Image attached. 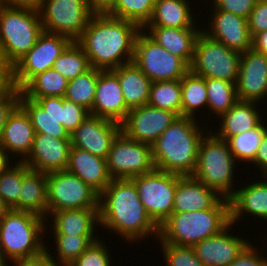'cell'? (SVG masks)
<instances>
[{
	"label": "cell",
	"instance_id": "obj_53",
	"mask_svg": "<svg viewBox=\"0 0 267 266\" xmlns=\"http://www.w3.org/2000/svg\"><path fill=\"white\" fill-rule=\"evenodd\" d=\"M252 49L267 55V31L257 33L252 37Z\"/></svg>",
	"mask_w": 267,
	"mask_h": 266
},
{
	"label": "cell",
	"instance_id": "obj_57",
	"mask_svg": "<svg viewBox=\"0 0 267 266\" xmlns=\"http://www.w3.org/2000/svg\"><path fill=\"white\" fill-rule=\"evenodd\" d=\"M96 11H105L114 0H88Z\"/></svg>",
	"mask_w": 267,
	"mask_h": 266
},
{
	"label": "cell",
	"instance_id": "obj_14",
	"mask_svg": "<svg viewBox=\"0 0 267 266\" xmlns=\"http://www.w3.org/2000/svg\"><path fill=\"white\" fill-rule=\"evenodd\" d=\"M71 42L65 36L43 31L36 44L11 67L15 88L20 90L33 76L52 68Z\"/></svg>",
	"mask_w": 267,
	"mask_h": 266
},
{
	"label": "cell",
	"instance_id": "obj_31",
	"mask_svg": "<svg viewBox=\"0 0 267 266\" xmlns=\"http://www.w3.org/2000/svg\"><path fill=\"white\" fill-rule=\"evenodd\" d=\"M190 4L187 0H155L153 14L145 26L198 28Z\"/></svg>",
	"mask_w": 267,
	"mask_h": 266
},
{
	"label": "cell",
	"instance_id": "obj_18",
	"mask_svg": "<svg viewBox=\"0 0 267 266\" xmlns=\"http://www.w3.org/2000/svg\"><path fill=\"white\" fill-rule=\"evenodd\" d=\"M71 147L70 138H55L49 134L35 133L31 152L23 162L30 169L45 174L65 171Z\"/></svg>",
	"mask_w": 267,
	"mask_h": 266
},
{
	"label": "cell",
	"instance_id": "obj_43",
	"mask_svg": "<svg viewBox=\"0 0 267 266\" xmlns=\"http://www.w3.org/2000/svg\"><path fill=\"white\" fill-rule=\"evenodd\" d=\"M165 266H205L195 255L192 246H179L161 242Z\"/></svg>",
	"mask_w": 267,
	"mask_h": 266
},
{
	"label": "cell",
	"instance_id": "obj_44",
	"mask_svg": "<svg viewBox=\"0 0 267 266\" xmlns=\"http://www.w3.org/2000/svg\"><path fill=\"white\" fill-rule=\"evenodd\" d=\"M103 243L102 239L92 243L70 266H112L111 253Z\"/></svg>",
	"mask_w": 267,
	"mask_h": 266
},
{
	"label": "cell",
	"instance_id": "obj_7",
	"mask_svg": "<svg viewBox=\"0 0 267 266\" xmlns=\"http://www.w3.org/2000/svg\"><path fill=\"white\" fill-rule=\"evenodd\" d=\"M206 130L192 177L214 189L221 197L229 199L237 189L234 187L237 185L233 184L236 166L234 164L237 162L227 141L217 137L212 130Z\"/></svg>",
	"mask_w": 267,
	"mask_h": 266
},
{
	"label": "cell",
	"instance_id": "obj_58",
	"mask_svg": "<svg viewBox=\"0 0 267 266\" xmlns=\"http://www.w3.org/2000/svg\"><path fill=\"white\" fill-rule=\"evenodd\" d=\"M10 156L0 146V175L11 165Z\"/></svg>",
	"mask_w": 267,
	"mask_h": 266
},
{
	"label": "cell",
	"instance_id": "obj_4",
	"mask_svg": "<svg viewBox=\"0 0 267 266\" xmlns=\"http://www.w3.org/2000/svg\"><path fill=\"white\" fill-rule=\"evenodd\" d=\"M230 223L229 199L222 198L213 208L173 212L160 226V242L193 246L218 234Z\"/></svg>",
	"mask_w": 267,
	"mask_h": 266
},
{
	"label": "cell",
	"instance_id": "obj_35",
	"mask_svg": "<svg viewBox=\"0 0 267 266\" xmlns=\"http://www.w3.org/2000/svg\"><path fill=\"white\" fill-rule=\"evenodd\" d=\"M19 105L30 117L35 133L49 134L55 138H70L64 126L57 123L35 100L20 93Z\"/></svg>",
	"mask_w": 267,
	"mask_h": 266
},
{
	"label": "cell",
	"instance_id": "obj_48",
	"mask_svg": "<svg viewBox=\"0 0 267 266\" xmlns=\"http://www.w3.org/2000/svg\"><path fill=\"white\" fill-rule=\"evenodd\" d=\"M257 251L260 249L250 244L229 266H267V258Z\"/></svg>",
	"mask_w": 267,
	"mask_h": 266
},
{
	"label": "cell",
	"instance_id": "obj_6",
	"mask_svg": "<svg viewBox=\"0 0 267 266\" xmlns=\"http://www.w3.org/2000/svg\"><path fill=\"white\" fill-rule=\"evenodd\" d=\"M42 32L38 9L0 4V50L10 67L36 44Z\"/></svg>",
	"mask_w": 267,
	"mask_h": 266
},
{
	"label": "cell",
	"instance_id": "obj_10",
	"mask_svg": "<svg viewBox=\"0 0 267 266\" xmlns=\"http://www.w3.org/2000/svg\"><path fill=\"white\" fill-rule=\"evenodd\" d=\"M181 175L158 169L131 178L147 214L159 227L172 213L177 182Z\"/></svg>",
	"mask_w": 267,
	"mask_h": 266
},
{
	"label": "cell",
	"instance_id": "obj_24",
	"mask_svg": "<svg viewBox=\"0 0 267 266\" xmlns=\"http://www.w3.org/2000/svg\"><path fill=\"white\" fill-rule=\"evenodd\" d=\"M66 171L81 178L99 195L112 181L106 159L76 147H71Z\"/></svg>",
	"mask_w": 267,
	"mask_h": 266
},
{
	"label": "cell",
	"instance_id": "obj_29",
	"mask_svg": "<svg viewBox=\"0 0 267 266\" xmlns=\"http://www.w3.org/2000/svg\"><path fill=\"white\" fill-rule=\"evenodd\" d=\"M255 102L238 100L226 113L219 119L220 128L218 131H212L217 137L228 140L230 137L247 132L256 128L263 120V115L256 107ZM262 115V117H261Z\"/></svg>",
	"mask_w": 267,
	"mask_h": 266
},
{
	"label": "cell",
	"instance_id": "obj_42",
	"mask_svg": "<svg viewBox=\"0 0 267 266\" xmlns=\"http://www.w3.org/2000/svg\"><path fill=\"white\" fill-rule=\"evenodd\" d=\"M17 162L9 165L0 175V197L10 209L15 210H17L22 183V162Z\"/></svg>",
	"mask_w": 267,
	"mask_h": 266
},
{
	"label": "cell",
	"instance_id": "obj_60",
	"mask_svg": "<svg viewBox=\"0 0 267 266\" xmlns=\"http://www.w3.org/2000/svg\"><path fill=\"white\" fill-rule=\"evenodd\" d=\"M0 266H7V263L2 259L0 254Z\"/></svg>",
	"mask_w": 267,
	"mask_h": 266
},
{
	"label": "cell",
	"instance_id": "obj_41",
	"mask_svg": "<svg viewBox=\"0 0 267 266\" xmlns=\"http://www.w3.org/2000/svg\"><path fill=\"white\" fill-rule=\"evenodd\" d=\"M55 246L57 247V258L54 260L61 266H70L80 257L92 243L97 241V236H72V235H53Z\"/></svg>",
	"mask_w": 267,
	"mask_h": 266
},
{
	"label": "cell",
	"instance_id": "obj_56",
	"mask_svg": "<svg viewBox=\"0 0 267 266\" xmlns=\"http://www.w3.org/2000/svg\"><path fill=\"white\" fill-rule=\"evenodd\" d=\"M15 89L13 82H0V103Z\"/></svg>",
	"mask_w": 267,
	"mask_h": 266
},
{
	"label": "cell",
	"instance_id": "obj_51",
	"mask_svg": "<svg viewBox=\"0 0 267 266\" xmlns=\"http://www.w3.org/2000/svg\"><path fill=\"white\" fill-rule=\"evenodd\" d=\"M12 263V266H61L54 260L52 253H49L48 248L37 256L18 259L12 261Z\"/></svg>",
	"mask_w": 267,
	"mask_h": 266
},
{
	"label": "cell",
	"instance_id": "obj_33",
	"mask_svg": "<svg viewBox=\"0 0 267 266\" xmlns=\"http://www.w3.org/2000/svg\"><path fill=\"white\" fill-rule=\"evenodd\" d=\"M181 116L196 119L195 112L207 107L206 78L191 70L181 79Z\"/></svg>",
	"mask_w": 267,
	"mask_h": 266
},
{
	"label": "cell",
	"instance_id": "obj_37",
	"mask_svg": "<svg viewBox=\"0 0 267 266\" xmlns=\"http://www.w3.org/2000/svg\"><path fill=\"white\" fill-rule=\"evenodd\" d=\"M99 69L91 67L85 73L69 80L64 98L84 107L89 112L92 110Z\"/></svg>",
	"mask_w": 267,
	"mask_h": 266
},
{
	"label": "cell",
	"instance_id": "obj_8",
	"mask_svg": "<svg viewBox=\"0 0 267 266\" xmlns=\"http://www.w3.org/2000/svg\"><path fill=\"white\" fill-rule=\"evenodd\" d=\"M43 31L77 42L96 10L88 0H41L38 7Z\"/></svg>",
	"mask_w": 267,
	"mask_h": 266
},
{
	"label": "cell",
	"instance_id": "obj_40",
	"mask_svg": "<svg viewBox=\"0 0 267 266\" xmlns=\"http://www.w3.org/2000/svg\"><path fill=\"white\" fill-rule=\"evenodd\" d=\"M52 68L69 81L88 71L91 66L81 45L71 42L54 61Z\"/></svg>",
	"mask_w": 267,
	"mask_h": 266
},
{
	"label": "cell",
	"instance_id": "obj_55",
	"mask_svg": "<svg viewBox=\"0 0 267 266\" xmlns=\"http://www.w3.org/2000/svg\"><path fill=\"white\" fill-rule=\"evenodd\" d=\"M0 82H13L11 67L5 62L0 50Z\"/></svg>",
	"mask_w": 267,
	"mask_h": 266
},
{
	"label": "cell",
	"instance_id": "obj_30",
	"mask_svg": "<svg viewBox=\"0 0 267 266\" xmlns=\"http://www.w3.org/2000/svg\"><path fill=\"white\" fill-rule=\"evenodd\" d=\"M120 82L126 107L138 108L148 104L152 81L134 63L111 70Z\"/></svg>",
	"mask_w": 267,
	"mask_h": 266
},
{
	"label": "cell",
	"instance_id": "obj_25",
	"mask_svg": "<svg viewBox=\"0 0 267 266\" xmlns=\"http://www.w3.org/2000/svg\"><path fill=\"white\" fill-rule=\"evenodd\" d=\"M144 32L157 44L173 55L182 58L191 65L197 37L202 28H170L161 26H144ZM148 29V31H145Z\"/></svg>",
	"mask_w": 267,
	"mask_h": 266
},
{
	"label": "cell",
	"instance_id": "obj_17",
	"mask_svg": "<svg viewBox=\"0 0 267 266\" xmlns=\"http://www.w3.org/2000/svg\"><path fill=\"white\" fill-rule=\"evenodd\" d=\"M236 94L240 101L255 103L267 98L266 54L253 49L241 53Z\"/></svg>",
	"mask_w": 267,
	"mask_h": 266
},
{
	"label": "cell",
	"instance_id": "obj_12",
	"mask_svg": "<svg viewBox=\"0 0 267 266\" xmlns=\"http://www.w3.org/2000/svg\"><path fill=\"white\" fill-rule=\"evenodd\" d=\"M99 194L68 171L47 174V218L52 212L99 207Z\"/></svg>",
	"mask_w": 267,
	"mask_h": 266
},
{
	"label": "cell",
	"instance_id": "obj_49",
	"mask_svg": "<svg viewBox=\"0 0 267 266\" xmlns=\"http://www.w3.org/2000/svg\"><path fill=\"white\" fill-rule=\"evenodd\" d=\"M35 101L51 116L57 123L62 124L63 97L48 96L35 99Z\"/></svg>",
	"mask_w": 267,
	"mask_h": 266
},
{
	"label": "cell",
	"instance_id": "obj_9",
	"mask_svg": "<svg viewBox=\"0 0 267 266\" xmlns=\"http://www.w3.org/2000/svg\"><path fill=\"white\" fill-rule=\"evenodd\" d=\"M241 53L200 32L190 70L203 78L234 82L238 79Z\"/></svg>",
	"mask_w": 267,
	"mask_h": 266
},
{
	"label": "cell",
	"instance_id": "obj_13",
	"mask_svg": "<svg viewBox=\"0 0 267 266\" xmlns=\"http://www.w3.org/2000/svg\"><path fill=\"white\" fill-rule=\"evenodd\" d=\"M106 160L112 179H131L155 169L152 145L132 140L122 130L114 138Z\"/></svg>",
	"mask_w": 267,
	"mask_h": 266
},
{
	"label": "cell",
	"instance_id": "obj_59",
	"mask_svg": "<svg viewBox=\"0 0 267 266\" xmlns=\"http://www.w3.org/2000/svg\"><path fill=\"white\" fill-rule=\"evenodd\" d=\"M10 210L5 204L4 200L0 197V219Z\"/></svg>",
	"mask_w": 267,
	"mask_h": 266
},
{
	"label": "cell",
	"instance_id": "obj_50",
	"mask_svg": "<svg viewBox=\"0 0 267 266\" xmlns=\"http://www.w3.org/2000/svg\"><path fill=\"white\" fill-rule=\"evenodd\" d=\"M20 90L15 88L1 103H0V139L3 128L8 120L9 115L19 105Z\"/></svg>",
	"mask_w": 267,
	"mask_h": 266
},
{
	"label": "cell",
	"instance_id": "obj_54",
	"mask_svg": "<svg viewBox=\"0 0 267 266\" xmlns=\"http://www.w3.org/2000/svg\"><path fill=\"white\" fill-rule=\"evenodd\" d=\"M41 0H0L5 6L31 7L38 9Z\"/></svg>",
	"mask_w": 267,
	"mask_h": 266
},
{
	"label": "cell",
	"instance_id": "obj_45",
	"mask_svg": "<svg viewBox=\"0 0 267 266\" xmlns=\"http://www.w3.org/2000/svg\"><path fill=\"white\" fill-rule=\"evenodd\" d=\"M84 107L63 97L62 125L71 134L89 115Z\"/></svg>",
	"mask_w": 267,
	"mask_h": 266
},
{
	"label": "cell",
	"instance_id": "obj_3",
	"mask_svg": "<svg viewBox=\"0 0 267 266\" xmlns=\"http://www.w3.org/2000/svg\"><path fill=\"white\" fill-rule=\"evenodd\" d=\"M197 119L178 116L152 144L155 169L181 176H192L201 140L206 133Z\"/></svg>",
	"mask_w": 267,
	"mask_h": 266
},
{
	"label": "cell",
	"instance_id": "obj_38",
	"mask_svg": "<svg viewBox=\"0 0 267 266\" xmlns=\"http://www.w3.org/2000/svg\"><path fill=\"white\" fill-rule=\"evenodd\" d=\"M154 4L155 0H114L105 12L132 21L143 28L151 19Z\"/></svg>",
	"mask_w": 267,
	"mask_h": 266
},
{
	"label": "cell",
	"instance_id": "obj_39",
	"mask_svg": "<svg viewBox=\"0 0 267 266\" xmlns=\"http://www.w3.org/2000/svg\"><path fill=\"white\" fill-rule=\"evenodd\" d=\"M264 121L256 128L234 135L227 140L230 151L236 161L241 160L242 163L249 164L250 162L251 164L262 142L263 134L267 129Z\"/></svg>",
	"mask_w": 267,
	"mask_h": 266
},
{
	"label": "cell",
	"instance_id": "obj_36",
	"mask_svg": "<svg viewBox=\"0 0 267 266\" xmlns=\"http://www.w3.org/2000/svg\"><path fill=\"white\" fill-rule=\"evenodd\" d=\"M181 79L152 82L148 105L181 116Z\"/></svg>",
	"mask_w": 267,
	"mask_h": 266
},
{
	"label": "cell",
	"instance_id": "obj_34",
	"mask_svg": "<svg viewBox=\"0 0 267 266\" xmlns=\"http://www.w3.org/2000/svg\"><path fill=\"white\" fill-rule=\"evenodd\" d=\"M207 109L218 115L226 113L237 101L236 84L222 79L206 78Z\"/></svg>",
	"mask_w": 267,
	"mask_h": 266
},
{
	"label": "cell",
	"instance_id": "obj_23",
	"mask_svg": "<svg viewBox=\"0 0 267 266\" xmlns=\"http://www.w3.org/2000/svg\"><path fill=\"white\" fill-rule=\"evenodd\" d=\"M235 190L229 198L230 222L236 224L243 214L267 221V176Z\"/></svg>",
	"mask_w": 267,
	"mask_h": 266
},
{
	"label": "cell",
	"instance_id": "obj_46",
	"mask_svg": "<svg viewBox=\"0 0 267 266\" xmlns=\"http://www.w3.org/2000/svg\"><path fill=\"white\" fill-rule=\"evenodd\" d=\"M213 9L223 10L248 19L257 0H212Z\"/></svg>",
	"mask_w": 267,
	"mask_h": 266
},
{
	"label": "cell",
	"instance_id": "obj_47",
	"mask_svg": "<svg viewBox=\"0 0 267 266\" xmlns=\"http://www.w3.org/2000/svg\"><path fill=\"white\" fill-rule=\"evenodd\" d=\"M247 21L251 37L257 33L267 31V0H257Z\"/></svg>",
	"mask_w": 267,
	"mask_h": 266
},
{
	"label": "cell",
	"instance_id": "obj_21",
	"mask_svg": "<svg viewBox=\"0 0 267 266\" xmlns=\"http://www.w3.org/2000/svg\"><path fill=\"white\" fill-rule=\"evenodd\" d=\"M128 111L118 77L111 70H99L94 103L89 113L122 124Z\"/></svg>",
	"mask_w": 267,
	"mask_h": 266
},
{
	"label": "cell",
	"instance_id": "obj_1",
	"mask_svg": "<svg viewBox=\"0 0 267 266\" xmlns=\"http://www.w3.org/2000/svg\"><path fill=\"white\" fill-rule=\"evenodd\" d=\"M141 30L132 21L96 11L77 42L91 67L108 71L133 62L135 42Z\"/></svg>",
	"mask_w": 267,
	"mask_h": 266
},
{
	"label": "cell",
	"instance_id": "obj_28",
	"mask_svg": "<svg viewBox=\"0 0 267 266\" xmlns=\"http://www.w3.org/2000/svg\"><path fill=\"white\" fill-rule=\"evenodd\" d=\"M17 210L47 218V174L30 169L24 162Z\"/></svg>",
	"mask_w": 267,
	"mask_h": 266
},
{
	"label": "cell",
	"instance_id": "obj_52",
	"mask_svg": "<svg viewBox=\"0 0 267 266\" xmlns=\"http://www.w3.org/2000/svg\"><path fill=\"white\" fill-rule=\"evenodd\" d=\"M251 163H254L261 172V176H267V129L263 134L262 142L257 150V153Z\"/></svg>",
	"mask_w": 267,
	"mask_h": 266
},
{
	"label": "cell",
	"instance_id": "obj_19",
	"mask_svg": "<svg viewBox=\"0 0 267 266\" xmlns=\"http://www.w3.org/2000/svg\"><path fill=\"white\" fill-rule=\"evenodd\" d=\"M231 226L230 222L218 234L192 246L205 266H229L251 244L247 239L228 234Z\"/></svg>",
	"mask_w": 267,
	"mask_h": 266
},
{
	"label": "cell",
	"instance_id": "obj_20",
	"mask_svg": "<svg viewBox=\"0 0 267 266\" xmlns=\"http://www.w3.org/2000/svg\"><path fill=\"white\" fill-rule=\"evenodd\" d=\"M209 30L202 29L212 39L240 53L252 49V37L246 18L223 10L213 9Z\"/></svg>",
	"mask_w": 267,
	"mask_h": 266
},
{
	"label": "cell",
	"instance_id": "obj_27",
	"mask_svg": "<svg viewBox=\"0 0 267 266\" xmlns=\"http://www.w3.org/2000/svg\"><path fill=\"white\" fill-rule=\"evenodd\" d=\"M48 217H52V235L95 236L94 230L99 225V207L61 210L52 212Z\"/></svg>",
	"mask_w": 267,
	"mask_h": 266
},
{
	"label": "cell",
	"instance_id": "obj_32",
	"mask_svg": "<svg viewBox=\"0 0 267 266\" xmlns=\"http://www.w3.org/2000/svg\"><path fill=\"white\" fill-rule=\"evenodd\" d=\"M68 80L55 69L33 76L21 89L20 93L27 98L35 100L41 97H64L67 91Z\"/></svg>",
	"mask_w": 267,
	"mask_h": 266
},
{
	"label": "cell",
	"instance_id": "obj_11",
	"mask_svg": "<svg viewBox=\"0 0 267 266\" xmlns=\"http://www.w3.org/2000/svg\"><path fill=\"white\" fill-rule=\"evenodd\" d=\"M133 62L152 81L180 80L190 66L153 41L142 29L135 42Z\"/></svg>",
	"mask_w": 267,
	"mask_h": 266
},
{
	"label": "cell",
	"instance_id": "obj_16",
	"mask_svg": "<svg viewBox=\"0 0 267 266\" xmlns=\"http://www.w3.org/2000/svg\"><path fill=\"white\" fill-rule=\"evenodd\" d=\"M121 131V124L89 114L70 134L71 145L107 159L111 144Z\"/></svg>",
	"mask_w": 267,
	"mask_h": 266
},
{
	"label": "cell",
	"instance_id": "obj_26",
	"mask_svg": "<svg viewBox=\"0 0 267 266\" xmlns=\"http://www.w3.org/2000/svg\"><path fill=\"white\" fill-rule=\"evenodd\" d=\"M223 197L192 176H182L173 202V212L201 211L213 208Z\"/></svg>",
	"mask_w": 267,
	"mask_h": 266
},
{
	"label": "cell",
	"instance_id": "obj_2",
	"mask_svg": "<svg viewBox=\"0 0 267 266\" xmlns=\"http://www.w3.org/2000/svg\"><path fill=\"white\" fill-rule=\"evenodd\" d=\"M99 226L129 243L156 235L159 227L147 214L130 179H112L99 196Z\"/></svg>",
	"mask_w": 267,
	"mask_h": 266
},
{
	"label": "cell",
	"instance_id": "obj_22",
	"mask_svg": "<svg viewBox=\"0 0 267 266\" xmlns=\"http://www.w3.org/2000/svg\"><path fill=\"white\" fill-rule=\"evenodd\" d=\"M34 128L26 111L18 105L9 115L3 128L0 146L11 156H21L23 162L30 154L34 141ZM23 156V157H22Z\"/></svg>",
	"mask_w": 267,
	"mask_h": 266
},
{
	"label": "cell",
	"instance_id": "obj_15",
	"mask_svg": "<svg viewBox=\"0 0 267 266\" xmlns=\"http://www.w3.org/2000/svg\"><path fill=\"white\" fill-rule=\"evenodd\" d=\"M177 117L174 112L147 104L130 109L121 130L132 140L152 145Z\"/></svg>",
	"mask_w": 267,
	"mask_h": 266
},
{
	"label": "cell",
	"instance_id": "obj_5",
	"mask_svg": "<svg viewBox=\"0 0 267 266\" xmlns=\"http://www.w3.org/2000/svg\"><path fill=\"white\" fill-rule=\"evenodd\" d=\"M45 222L49 221L34 213L10 209L0 219L2 259L8 264V260L15 261L43 253L47 248L42 235L48 232V223Z\"/></svg>",
	"mask_w": 267,
	"mask_h": 266
}]
</instances>
